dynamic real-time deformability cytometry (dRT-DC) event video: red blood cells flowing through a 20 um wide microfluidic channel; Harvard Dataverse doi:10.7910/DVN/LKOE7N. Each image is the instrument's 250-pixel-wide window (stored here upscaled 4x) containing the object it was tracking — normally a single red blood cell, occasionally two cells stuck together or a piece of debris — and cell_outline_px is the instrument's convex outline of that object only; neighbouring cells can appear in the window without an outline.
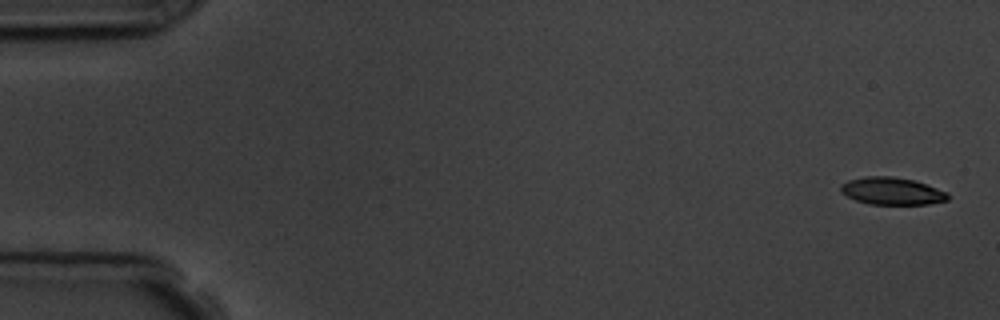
{"species": "common noctule bat (a hibernating species)", "species_latin": "Nyctalus noctula", "temperature_condition": "room temperature", "stored_images_in_passage": 6, "camera_frame_rate_fps": 3000, "um_per_image_px": 0.085, "animal": {"sex": "male", "body_mass_g": 19.5, "forearm_length_mm": 54.6}, "frame": {"image": 1, "passage_image": 1, "time_ms": 0.0, "image_size_px": [1000, 320], "cell_outline_px": [[948, 200], [928, 204], [868, 204], [856, 200], [840, 192], [840, 184], [848, 180], [864, 176], [892, 176], [912, 180], [948, 192]], "centroid_in_image_um": [75.77, 16.24], "position_along_channel_um": 9.2, "area_um2": 16.99}}
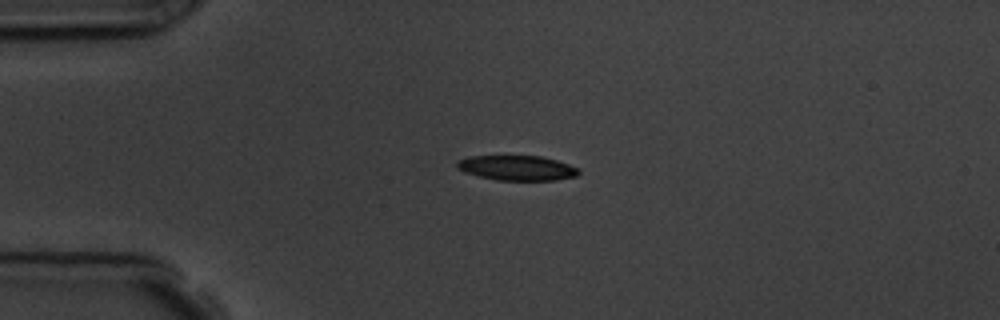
{"frame": {"image": 2, "passage_image": 4, "time_ms": 4.0, "image_size_px": [1000, 320], "cell_outline_px": [[580, 172], [576, 176], [556, 180], [496, 180], [464, 172], [456, 168], [456, 164], [460, 160], [468, 156], [540, 156], [556, 160], [580, 168]], "centroid_in_image_um": [43.96, 14.27], "position_along_channel_um": 41.0, "area_um2": 17.63}}